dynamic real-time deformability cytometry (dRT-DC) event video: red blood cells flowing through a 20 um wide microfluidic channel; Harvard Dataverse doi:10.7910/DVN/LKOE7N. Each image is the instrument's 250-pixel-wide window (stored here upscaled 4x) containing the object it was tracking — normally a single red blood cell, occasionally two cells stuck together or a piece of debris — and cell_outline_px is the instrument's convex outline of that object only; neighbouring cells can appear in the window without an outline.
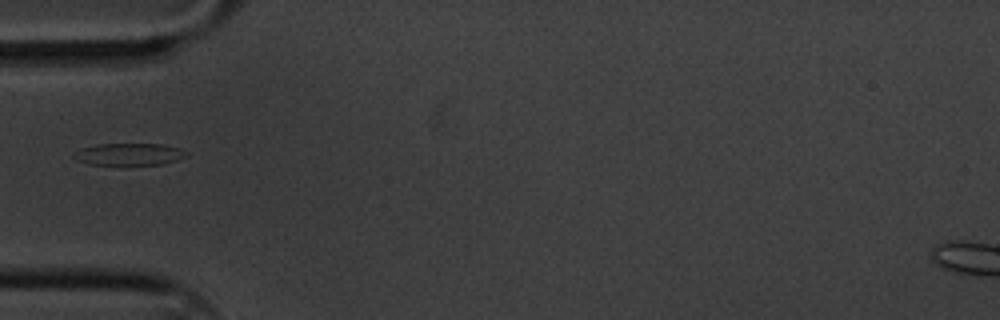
{"species": "common noctule bat (a hibernating species)", "species_latin": "Nyctalus noctula", "temperature_condition": "cold", "stored_images_in_passage": 7, "camera_frame_rate_fps": 3000, "um_per_image_px": 0.085, "animal": {"sex": "male", "body_mass_g": 20.1, "forearm_length_mm": 53.5}, "frame": {"image": 1, "passage_image": 1, "time_ms": 0.0, "image_size_px": [1000, 320], "cell_outline_px": [[188, 156], [164, 164], [88, 164], [76, 160], [72, 156], [72, 152], [80, 148], [96, 144], [164, 144], [180, 148], [188, 152]], "centroid_in_image_um": [10.96, 13.1], "position_along_channel_um": 74.0, "area_um2": 14.57}}
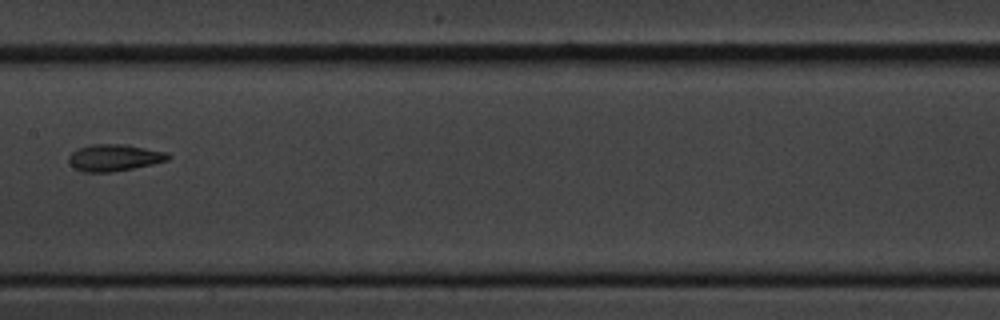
{"frame": {"image": 2, "passage_image": 4, "time_ms": 1.0, "image_size_px": [1000, 320], "cell_outline_px": [[172, 156], [168, 160], [152, 164], [112, 172], [84, 172], [76, 168], [68, 160], [68, 156], [76, 148], [92, 144], [124, 144], [168, 152]], "centroid_in_image_um": [9.72, 13.39], "position_along_channel_um": 197.7, "area_um2": 15.49}}
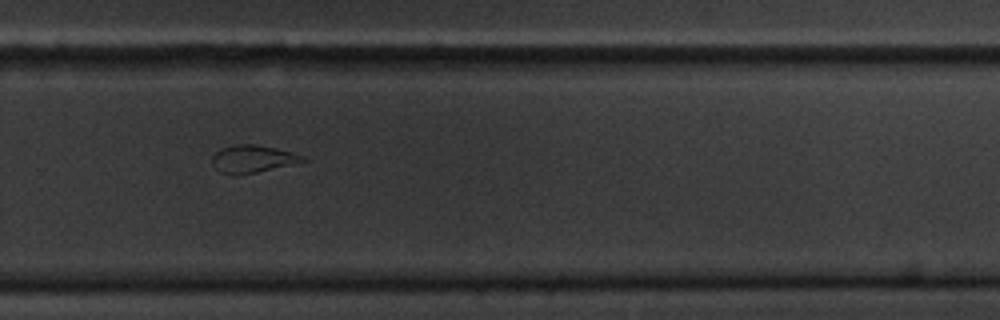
{"frame": {"image": 3, "passage_image": 7, "time_ms": 2.0, "image_size_px": [1000, 320], "cell_outline_px": [[308, 160], [256, 172], [236, 176], [232, 176], [220, 172], [212, 164], [212, 156], [220, 148], [236, 144], [256, 144], [276, 148], [292, 152], [304, 156]], "centroid_in_image_um": [21.43, 13.51], "position_along_channel_um": 308.4, "area_um2": 14.57}}